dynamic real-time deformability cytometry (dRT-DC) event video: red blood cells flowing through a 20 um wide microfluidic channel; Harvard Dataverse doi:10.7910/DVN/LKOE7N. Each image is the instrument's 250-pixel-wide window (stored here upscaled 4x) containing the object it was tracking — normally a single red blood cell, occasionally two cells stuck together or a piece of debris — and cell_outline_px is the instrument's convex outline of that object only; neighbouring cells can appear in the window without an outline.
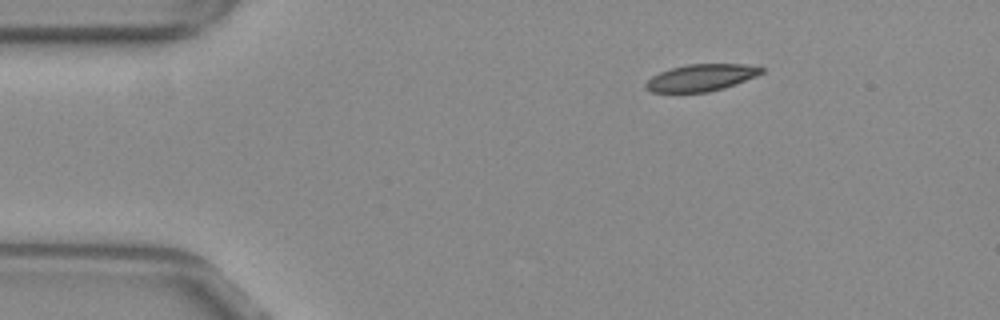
{"species": "common noctule bat (a hibernating species)", "species_latin": "Nyctalus noctula", "temperature_condition": "warm", "stored_images_in_passage": 9, "camera_frame_rate_fps": 3000, "um_per_image_px": 0.085, "animal": {"sex": "female", "body_mass_g": 29.2, "forearm_length_mm": 56.3}, "frame": {"image": 1, "passage_image": 1, "time_ms": 0.0, "image_size_px": [1000, 320], "cell_outline_px": [[764, 72], [756, 76], [724, 88], [708, 92], [652, 92], [644, 88], [644, 84], [652, 76], [660, 72], [672, 68], [688, 64], [744, 64], [764, 68]], "centroid_in_image_um": [59.58, 6.6], "position_along_channel_um": 25.4, "area_um2": 18.03}}